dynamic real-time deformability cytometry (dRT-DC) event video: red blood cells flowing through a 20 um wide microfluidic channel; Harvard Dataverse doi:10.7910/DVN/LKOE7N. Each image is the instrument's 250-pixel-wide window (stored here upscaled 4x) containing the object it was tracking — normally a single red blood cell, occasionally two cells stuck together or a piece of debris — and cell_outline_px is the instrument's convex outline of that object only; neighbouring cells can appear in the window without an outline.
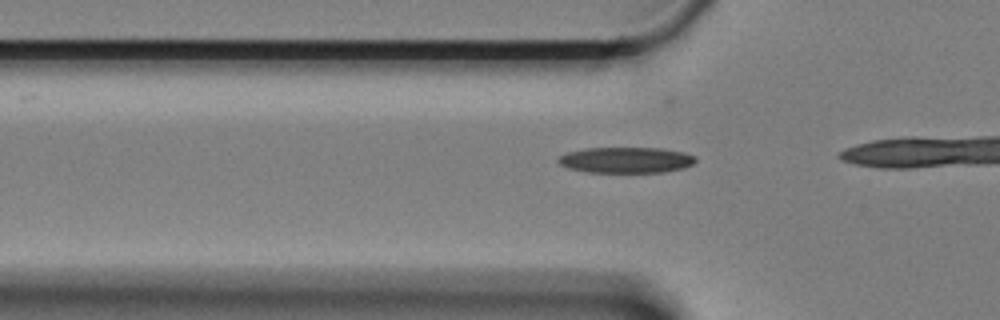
{"species": "Egyptian fruit bat (a non-hibernating species)", "species_latin": "Rousettus aegyptiacus", "temperature_condition": "cold", "stored_images_in_passage": 7, "camera_frame_rate_fps": 3000, "um_per_image_px": 0.085, "animal": {"sex": "female"}, "frame": {"image": 1, "passage_image": 5, "time_ms": 1.333, "image_size_px": [1000, 320], "cell_outline_px": [[696, 160], [692, 164], [684, 168], [664, 172], [588, 172], [568, 168], [560, 164], [556, 160], [560, 156], [568, 152], [584, 148], [660, 148], [684, 152], [696, 156]], "centroid_in_image_um": [53.22, 13.6], "position_along_channel_um": 72.6, "area_um2": 20.69}}